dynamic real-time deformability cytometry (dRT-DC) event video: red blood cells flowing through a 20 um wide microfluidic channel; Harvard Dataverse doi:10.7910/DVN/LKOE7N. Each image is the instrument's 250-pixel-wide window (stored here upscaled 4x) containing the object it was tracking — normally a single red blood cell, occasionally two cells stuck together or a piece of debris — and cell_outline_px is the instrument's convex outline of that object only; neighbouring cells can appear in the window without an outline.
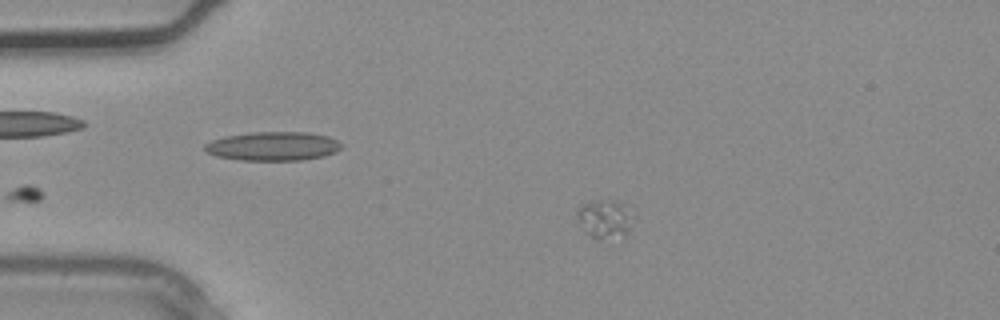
{"species": "common noctule bat (a hibernating species)", "species_latin": "Nyctalus noctula", "temperature_condition": "warm", "stored_images_in_passage": 2, "camera_frame_rate_fps": 3000, "um_per_image_px": 0.085, "animal": {"sex": "male", "body_mass_g": 20.4}, "frame": {"image": 1, "passage_image": 2, "time_ms": 0.333, "image_size_px": [1000, 320], "cell_outline_px": [[628, 232], [624, 240], [596, 240], [584, 232], [576, 216], [576, 212], [584, 204], [612, 200], [620, 204], [628, 228]], "centroid_in_image_um": [51.27, 18.76], "position_along_channel_um": 33.7, "area_um2": 11.73}}